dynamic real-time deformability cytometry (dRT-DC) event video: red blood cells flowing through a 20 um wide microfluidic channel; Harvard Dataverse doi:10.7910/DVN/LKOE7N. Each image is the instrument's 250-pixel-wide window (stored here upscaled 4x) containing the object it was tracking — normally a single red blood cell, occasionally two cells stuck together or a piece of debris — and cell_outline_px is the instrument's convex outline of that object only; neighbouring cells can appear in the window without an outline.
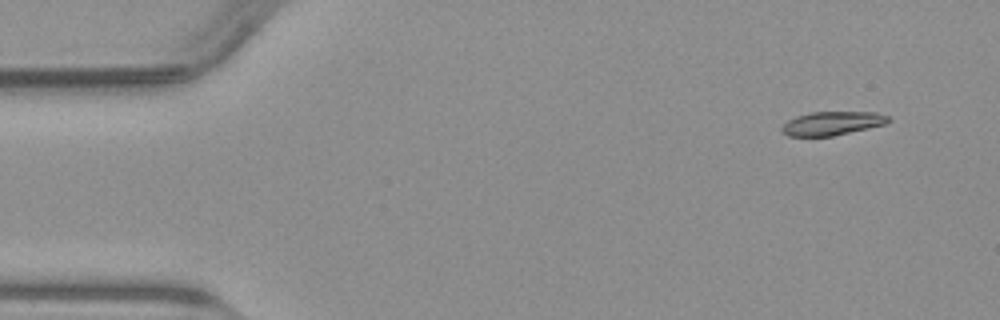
{"species": "common noctule bat (a hibernating species)", "species_latin": "Nyctalus noctula", "temperature_condition": "warm", "stored_images_in_passage": 47, "camera_frame_rate_fps": 3000, "um_per_image_px": 0.085, "animal": {"sex": "male", "body_mass_g": 23.1, "forearm_length_mm": 52.7}, "frame": {"image": 1, "passage_image": 1, "time_ms": 0.0, "image_size_px": [1000, 320], "cell_outline_px": [[892, 120], [884, 124], [868, 128], [832, 136], [788, 136], [780, 132], [780, 128], [788, 120], [796, 116], [812, 112], [876, 112], [888, 116]], "centroid_in_image_um": [70.7, 10.48], "position_along_channel_um": 14.3, "area_um2": 14.68}}
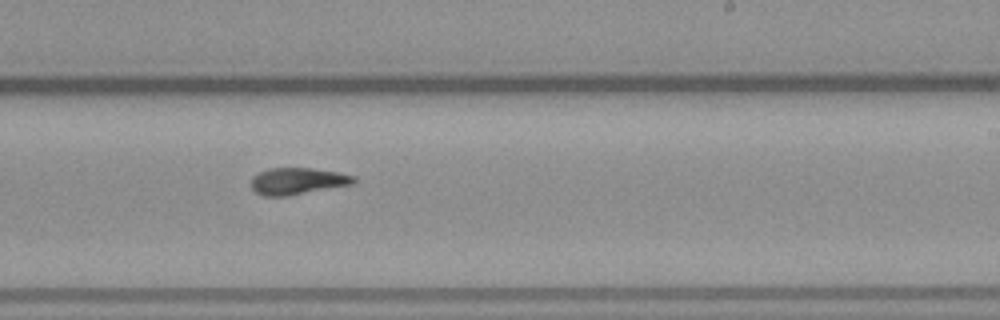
{"frame": {"image": 2, "passage_image": 27, "time_ms": 8.667, "image_size_px": [1000, 320], "cell_outline_px": [[356, 180], [352, 184], [288, 196], [264, 196], [256, 192], [252, 188], [252, 176], [268, 168], [312, 168], [336, 172], [356, 176]], "centroid_in_image_um": [25.28, 15.39], "position_along_channel_um": 263.7, "area_um2": 15.9}}
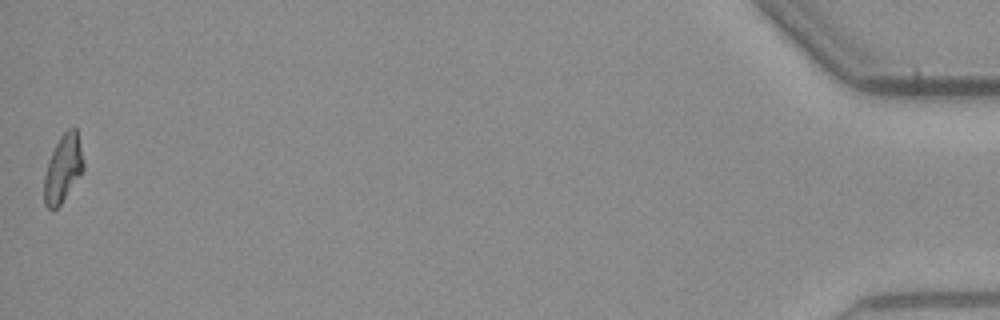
{"frame": {"image": 3, "passage_image": 47, "time_ms": 15.333, "image_size_px": [1000, 320], "cell_outline_px": [[84, 168], [60, 204], [52, 212], [44, 204], [44, 176], [48, 160], [60, 136], [68, 128], [76, 128], [84, 160]], "centroid_in_image_um": [5.34, 14.32], "position_along_channel_um": 429.9, "area_um2": 15.26}}